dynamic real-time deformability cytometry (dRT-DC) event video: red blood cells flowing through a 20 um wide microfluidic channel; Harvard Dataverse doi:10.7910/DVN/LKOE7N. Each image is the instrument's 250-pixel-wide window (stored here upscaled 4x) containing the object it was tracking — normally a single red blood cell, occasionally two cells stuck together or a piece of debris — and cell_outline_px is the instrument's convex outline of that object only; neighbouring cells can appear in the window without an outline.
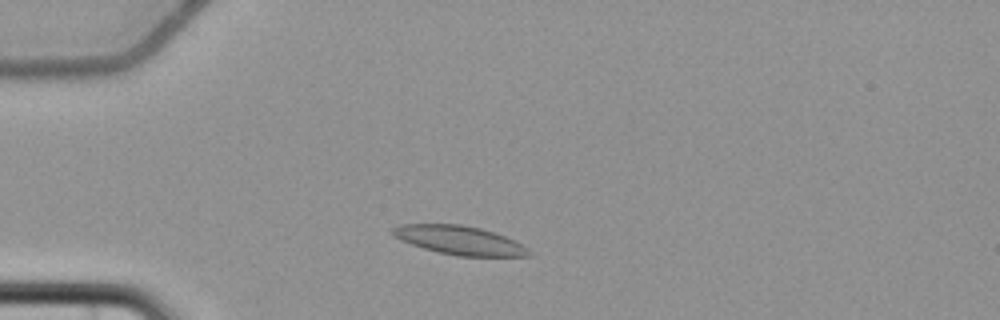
{"species": "common noctule bat (a hibernating species)", "species_latin": "Nyctalus noctula", "temperature_condition": "cold", "stored_images_in_passage": 5, "camera_frame_rate_fps": 3000, "um_per_image_px": 0.085, "animal": {"sex": "female", "body_mass_g": 22.7, "forearm_length_mm": 54.2}, "frame": {"image": 1, "passage_image": 3, "time_ms": 2.333, "image_size_px": [1000, 320], "cell_outline_px": [[532, 252], [528, 256], [460, 256], [440, 252], [424, 248], [400, 240], [392, 236], [392, 228], [400, 224], [460, 224], [480, 228], [504, 236], [528, 248]], "centroid_in_image_um": [39.02, 20.41], "position_along_channel_um": 46.0, "area_um2": 22.54}}
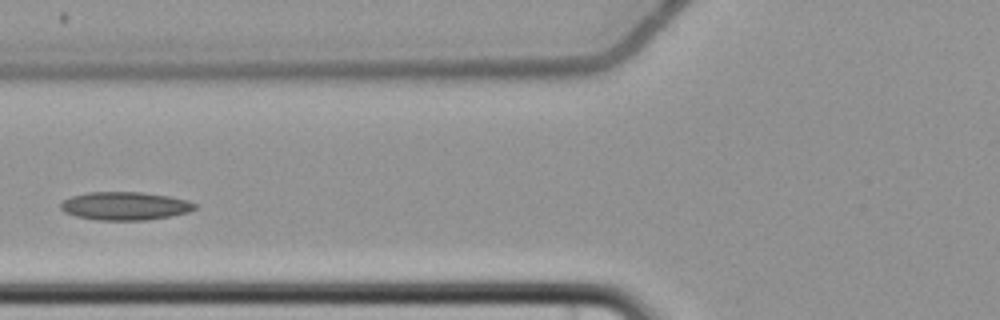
{"frame": {"image": 2, "passage_image": 5, "time_ms": 5.0, "image_size_px": [1000, 320], "cell_outline_px": [[196, 208], [188, 212], [172, 216], [144, 220], [96, 220], [76, 216], [64, 212], [60, 208], [60, 204], [64, 200], [72, 196], [88, 192], [140, 192], [168, 196], [188, 200], [196, 204]], "centroid_in_image_um": [10.62, 17.51], "position_along_channel_um": 115.2, "area_um2": 22.02}}